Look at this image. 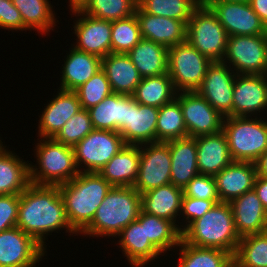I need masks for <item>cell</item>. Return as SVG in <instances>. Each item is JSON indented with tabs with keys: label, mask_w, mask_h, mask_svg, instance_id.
I'll list each match as a JSON object with an SVG mask.
<instances>
[{
	"label": "cell",
	"mask_w": 267,
	"mask_h": 267,
	"mask_svg": "<svg viewBox=\"0 0 267 267\" xmlns=\"http://www.w3.org/2000/svg\"><path fill=\"white\" fill-rule=\"evenodd\" d=\"M16 227L32 236L46 250L47 237L53 232L64 230L68 235L70 233V237L79 236L69 224L58 185L30 183L19 195Z\"/></svg>",
	"instance_id": "cell-1"
},
{
	"label": "cell",
	"mask_w": 267,
	"mask_h": 267,
	"mask_svg": "<svg viewBox=\"0 0 267 267\" xmlns=\"http://www.w3.org/2000/svg\"><path fill=\"white\" fill-rule=\"evenodd\" d=\"M58 186L69 224L78 235L92 222L112 188L97 172H79L71 181Z\"/></svg>",
	"instance_id": "cell-2"
},
{
	"label": "cell",
	"mask_w": 267,
	"mask_h": 267,
	"mask_svg": "<svg viewBox=\"0 0 267 267\" xmlns=\"http://www.w3.org/2000/svg\"><path fill=\"white\" fill-rule=\"evenodd\" d=\"M141 211V194L133 187L112 186L97 208L92 222L79 234L84 237H116L137 220Z\"/></svg>",
	"instance_id": "cell-3"
},
{
	"label": "cell",
	"mask_w": 267,
	"mask_h": 267,
	"mask_svg": "<svg viewBox=\"0 0 267 267\" xmlns=\"http://www.w3.org/2000/svg\"><path fill=\"white\" fill-rule=\"evenodd\" d=\"M182 241L196 247L221 249L233 256L240 237L235 229L230 204L215 203L182 231Z\"/></svg>",
	"instance_id": "cell-4"
},
{
	"label": "cell",
	"mask_w": 267,
	"mask_h": 267,
	"mask_svg": "<svg viewBox=\"0 0 267 267\" xmlns=\"http://www.w3.org/2000/svg\"><path fill=\"white\" fill-rule=\"evenodd\" d=\"M35 142L33 151L36 164L29 161L30 183L60 185L79 174L73 147L57 142L54 138H37Z\"/></svg>",
	"instance_id": "cell-5"
},
{
	"label": "cell",
	"mask_w": 267,
	"mask_h": 267,
	"mask_svg": "<svg viewBox=\"0 0 267 267\" xmlns=\"http://www.w3.org/2000/svg\"><path fill=\"white\" fill-rule=\"evenodd\" d=\"M267 117H234L223 120L222 131L234 161L255 162L267 151Z\"/></svg>",
	"instance_id": "cell-6"
},
{
	"label": "cell",
	"mask_w": 267,
	"mask_h": 267,
	"mask_svg": "<svg viewBox=\"0 0 267 267\" xmlns=\"http://www.w3.org/2000/svg\"><path fill=\"white\" fill-rule=\"evenodd\" d=\"M227 37L226 30L215 13L201 2L187 23L186 41L212 62H222Z\"/></svg>",
	"instance_id": "cell-7"
},
{
	"label": "cell",
	"mask_w": 267,
	"mask_h": 267,
	"mask_svg": "<svg viewBox=\"0 0 267 267\" xmlns=\"http://www.w3.org/2000/svg\"><path fill=\"white\" fill-rule=\"evenodd\" d=\"M211 64L187 41L168 48V74L177 92L196 91Z\"/></svg>",
	"instance_id": "cell-8"
},
{
	"label": "cell",
	"mask_w": 267,
	"mask_h": 267,
	"mask_svg": "<svg viewBox=\"0 0 267 267\" xmlns=\"http://www.w3.org/2000/svg\"><path fill=\"white\" fill-rule=\"evenodd\" d=\"M222 62L236 74L267 75V34L228 36Z\"/></svg>",
	"instance_id": "cell-9"
},
{
	"label": "cell",
	"mask_w": 267,
	"mask_h": 267,
	"mask_svg": "<svg viewBox=\"0 0 267 267\" xmlns=\"http://www.w3.org/2000/svg\"><path fill=\"white\" fill-rule=\"evenodd\" d=\"M125 145L117 131L92 130L73 147L78 171L99 173Z\"/></svg>",
	"instance_id": "cell-10"
},
{
	"label": "cell",
	"mask_w": 267,
	"mask_h": 267,
	"mask_svg": "<svg viewBox=\"0 0 267 267\" xmlns=\"http://www.w3.org/2000/svg\"><path fill=\"white\" fill-rule=\"evenodd\" d=\"M171 183V156L168 142L140 145L137 180L133 188L140 194Z\"/></svg>",
	"instance_id": "cell-11"
},
{
	"label": "cell",
	"mask_w": 267,
	"mask_h": 267,
	"mask_svg": "<svg viewBox=\"0 0 267 267\" xmlns=\"http://www.w3.org/2000/svg\"><path fill=\"white\" fill-rule=\"evenodd\" d=\"M47 250L18 227L0 232V267H36Z\"/></svg>",
	"instance_id": "cell-12"
},
{
	"label": "cell",
	"mask_w": 267,
	"mask_h": 267,
	"mask_svg": "<svg viewBox=\"0 0 267 267\" xmlns=\"http://www.w3.org/2000/svg\"><path fill=\"white\" fill-rule=\"evenodd\" d=\"M189 137L217 134L222 131L224 117L196 91L177 92Z\"/></svg>",
	"instance_id": "cell-13"
},
{
	"label": "cell",
	"mask_w": 267,
	"mask_h": 267,
	"mask_svg": "<svg viewBox=\"0 0 267 267\" xmlns=\"http://www.w3.org/2000/svg\"><path fill=\"white\" fill-rule=\"evenodd\" d=\"M69 13H71V18L76 17L72 25L74 29H71V31L74 30L76 42L71 46L100 58L111 53V21L89 16L80 9Z\"/></svg>",
	"instance_id": "cell-14"
},
{
	"label": "cell",
	"mask_w": 267,
	"mask_h": 267,
	"mask_svg": "<svg viewBox=\"0 0 267 267\" xmlns=\"http://www.w3.org/2000/svg\"><path fill=\"white\" fill-rule=\"evenodd\" d=\"M215 13L228 36L267 34V27L249 2L201 1Z\"/></svg>",
	"instance_id": "cell-15"
},
{
	"label": "cell",
	"mask_w": 267,
	"mask_h": 267,
	"mask_svg": "<svg viewBox=\"0 0 267 267\" xmlns=\"http://www.w3.org/2000/svg\"><path fill=\"white\" fill-rule=\"evenodd\" d=\"M236 73L223 62H212L196 92L223 117L232 116Z\"/></svg>",
	"instance_id": "cell-16"
},
{
	"label": "cell",
	"mask_w": 267,
	"mask_h": 267,
	"mask_svg": "<svg viewBox=\"0 0 267 267\" xmlns=\"http://www.w3.org/2000/svg\"><path fill=\"white\" fill-rule=\"evenodd\" d=\"M232 98V116L267 117V75L237 74Z\"/></svg>",
	"instance_id": "cell-17"
},
{
	"label": "cell",
	"mask_w": 267,
	"mask_h": 267,
	"mask_svg": "<svg viewBox=\"0 0 267 267\" xmlns=\"http://www.w3.org/2000/svg\"><path fill=\"white\" fill-rule=\"evenodd\" d=\"M115 238H119L117 243L122 254L126 257L131 267H144L149 262L156 261L162 255L146 238L145 232V212H139L137 220L127 225ZM156 259V260H155Z\"/></svg>",
	"instance_id": "cell-18"
},
{
	"label": "cell",
	"mask_w": 267,
	"mask_h": 267,
	"mask_svg": "<svg viewBox=\"0 0 267 267\" xmlns=\"http://www.w3.org/2000/svg\"><path fill=\"white\" fill-rule=\"evenodd\" d=\"M158 107L139 104L127 95L126 125L118 132L126 145H143L156 142Z\"/></svg>",
	"instance_id": "cell-19"
},
{
	"label": "cell",
	"mask_w": 267,
	"mask_h": 267,
	"mask_svg": "<svg viewBox=\"0 0 267 267\" xmlns=\"http://www.w3.org/2000/svg\"><path fill=\"white\" fill-rule=\"evenodd\" d=\"M51 99L49 103H44L46 106L39 116L38 138H54L66 122L82 109L75 91L58 88Z\"/></svg>",
	"instance_id": "cell-20"
},
{
	"label": "cell",
	"mask_w": 267,
	"mask_h": 267,
	"mask_svg": "<svg viewBox=\"0 0 267 267\" xmlns=\"http://www.w3.org/2000/svg\"><path fill=\"white\" fill-rule=\"evenodd\" d=\"M229 204L240 239L267 231V211L254 189L233 199Z\"/></svg>",
	"instance_id": "cell-21"
},
{
	"label": "cell",
	"mask_w": 267,
	"mask_h": 267,
	"mask_svg": "<svg viewBox=\"0 0 267 267\" xmlns=\"http://www.w3.org/2000/svg\"><path fill=\"white\" fill-rule=\"evenodd\" d=\"M142 39L154 41L167 48L186 42L187 24L169 17L150 15L138 5L135 10Z\"/></svg>",
	"instance_id": "cell-22"
},
{
	"label": "cell",
	"mask_w": 267,
	"mask_h": 267,
	"mask_svg": "<svg viewBox=\"0 0 267 267\" xmlns=\"http://www.w3.org/2000/svg\"><path fill=\"white\" fill-rule=\"evenodd\" d=\"M256 176L257 171L254 162H231L221 172L213 176L220 202L229 203L252 190Z\"/></svg>",
	"instance_id": "cell-23"
},
{
	"label": "cell",
	"mask_w": 267,
	"mask_h": 267,
	"mask_svg": "<svg viewBox=\"0 0 267 267\" xmlns=\"http://www.w3.org/2000/svg\"><path fill=\"white\" fill-rule=\"evenodd\" d=\"M199 174L214 176L233 162L223 131L195 137Z\"/></svg>",
	"instance_id": "cell-24"
},
{
	"label": "cell",
	"mask_w": 267,
	"mask_h": 267,
	"mask_svg": "<svg viewBox=\"0 0 267 267\" xmlns=\"http://www.w3.org/2000/svg\"><path fill=\"white\" fill-rule=\"evenodd\" d=\"M66 53L60 71L59 89L75 91L102 68V58L75 49L71 46Z\"/></svg>",
	"instance_id": "cell-25"
},
{
	"label": "cell",
	"mask_w": 267,
	"mask_h": 267,
	"mask_svg": "<svg viewBox=\"0 0 267 267\" xmlns=\"http://www.w3.org/2000/svg\"><path fill=\"white\" fill-rule=\"evenodd\" d=\"M183 189L169 183L141 194V210L170 220L179 227ZM178 223V224H177Z\"/></svg>",
	"instance_id": "cell-26"
},
{
	"label": "cell",
	"mask_w": 267,
	"mask_h": 267,
	"mask_svg": "<svg viewBox=\"0 0 267 267\" xmlns=\"http://www.w3.org/2000/svg\"><path fill=\"white\" fill-rule=\"evenodd\" d=\"M171 156V184L184 187L199 174L195 137L168 141Z\"/></svg>",
	"instance_id": "cell-27"
},
{
	"label": "cell",
	"mask_w": 267,
	"mask_h": 267,
	"mask_svg": "<svg viewBox=\"0 0 267 267\" xmlns=\"http://www.w3.org/2000/svg\"><path fill=\"white\" fill-rule=\"evenodd\" d=\"M140 146L125 145L99 172L112 186L133 187L138 176Z\"/></svg>",
	"instance_id": "cell-28"
},
{
	"label": "cell",
	"mask_w": 267,
	"mask_h": 267,
	"mask_svg": "<svg viewBox=\"0 0 267 267\" xmlns=\"http://www.w3.org/2000/svg\"><path fill=\"white\" fill-rule=\"evenodd\" d=\"M6 147L0 144V195H20L30 184L29 161Z\"/></svg>",
	"instance_id": "cell-29"
},
{
	"label": "cell",
	"mask_w": 267,
	"mask_h": 267,
	"mask_svg": "<svg viewBox=\"0 0 267 267\" xmlns=\"http://www.w3.org/2000/svg\"><path fill=\"white\" fill-rule=\"evenodd\" d=\"M108 78L112 92L132 95L140 83V76L127 53H109L102 58L101 68Z\"/></svg>",
	"instance_id": "cell-30"
},
{
	"label": "cell",
	"mask_w": 267,
	"mask_h": 267,
	"mask_svg": "<svg viewBox=\"0 0 267 267\" xmlns=\"http://www.w3.org/2000/svg\"><path fill=\"white\" fill-rule=\"evenodd\" d=\"M127 54L142 78L168 73V48L164 45L141 39Z\"/></svg>",
	"instance_id": "cell-31"
},
{
	"label": "cell",
	"mask_w": 267,
	"mask_h": 267,
	"mask_svg": "<svg viewBox=\"0 0 267 267\" xmlns=\"http://www.w3.org/2000/svg\"><path fill=\"white\" fill-rule=\"evenodd\" d=\"M87 111L93 129L119 132L126 125L127 95L112 92Z\"/></svg>",
	"instance_id": "cell-32"
},
{
	"label": "cell",
	"mask_w": 267,
	"mask_h": 267,
	"mask_svg": "<svg viewBox=\"0 0 267 267\" xmlns=\"http://www.w3.org/2000/svg\"><path fill=\"white\" fill-rule=\"evenodd\" d=\"M13 5L19 10L24 23V31H37L39 34H50L56 28L57 16L49 0H12ZM56 17V18H55ZM57 20V21H56Z\"/></svg>",
	"instance_id": "cell-33"
},
{
	"label": "cell",
	"mask_w": 267,
	"mask_h": 267,
	"mask_svg": "<svg viewBox=\"0 0 267 267\" xmlns=\"http://www.w3.org/2000/svg\"><path fill=\"white\" fill-rule=\"evenodd\" d=\"M176 95L177 91L168 73L142 78L132 94L139 104L158 108L174 100Z\"/></svg>",
	"instance_id": "cell-34"
},
{
	"label": "cell",
	"mask_w": 267,
	"mask_h": 267,
	"mask_svg": "<svg viewBox=\"0 0 267 267\" xmlns=\"http://www.w3.org/2000/svg\"><path fill=\"white\" fill-rule=\"evenodd\" d=\"M177 267H233V256L221 249L196 247L182 241Z\"/></svg>",
	"instance_id": "cell-35"
},
{
	"label": "cell",
	"mask_w": 267,
	"mask_h": 267,
	"mask_svg": "<svg viewBox=\"0 0 267 267\" xmlns=\"http://www.w3.org/2000/svg\"><path fill=\"white\" fill-rule=\"evenodd\" d=\"M146 238L164 256L166 252L178 247L182 232L172 221L145 213Z\"/></svg>",
	"instance_id": "cell-36"
},
{
	"label": "cell",
	"mask_w": 267,
	"mask_h": 267,
	"mask_svg": "<svg viewBox=\"0 0 267 267\" xmlns=\"http://www.w3.org/2000/svg\"><path fill=\"white\" fill-rule=\"evenodd\" d=\"M188 137L179 101L175 98L159 108L156 142H168Z\"/></svg>",
	"instance_id": "cell-37"
},
{
	"label": "cell",
	"mask_w": 267,
	"mask_h": 267,
	"mask_svg": "<svg viewBox=\"0 0 267 267\" xmlns=\"http://www.w3.org/2000/svg\"><path fill=\"white\" fill-rule=\"evenodd\" d=\"M233 267H267V231L240 239Z\"/></svg>",
	"instance_id": "cell-38"
},
{
	"label": "cell",
	"mask_w": 267,
	"mask_h": 267,
	"mask_svg": "<svg viewBox=\"0 0 267 267\" xmlns=\"http://www.w3.org/2000/svg\"><path fill=\"white\" fill-rule=\"evenodd\" d=\"M201 0H137V5L150 15L173 18L188 23Z\"/></svg>",
	"instance_id": "cell-39"
},
{
	"label": "cell",
	"mask_w": 267,
	"mask_h": 267,
	"mask_svg": "<svg viewBox=\"0 0 267 267\" xmlns=\"http://www.w3.org/2000/svg\"><path fill=\"white\" fill-rule=\"evenodd\" d=\"M137 0H88L83 13L107 21L124 19L135 14Z\"/></svg>",
	"instance_id": "cell-40"
},
{
	"label": "cell",
	"mask_w": 267,
	"mask_h": 267,
	"mask_svg": "<svg viewBox=\"0 0 267 267\" xmlns=\"http://www.w3.org/2000/svg\"><path fill=\"white\" fill-rule=\"evenodd\" d=\"M141 39L136 14L111 22V53H128Z\"/></svg>",
	"instance_id": "cell-41"
},
{
	"label": "cell",
	"mask_w": 267,
	"mask_h": 267,
	"mask_svg": "<svg viewBox=\"0 0 267 267\" xmlns=\"http://www.w3.org/2000/svg\"><path fill=\"white\" fill-rule=\"evenodd\" d=\"M82 109H90L112 93L105 72L101 69L75 90Z\"/></svg>",
	"instance_id": "cell-42"
},
{
	"label": "cell",
	"mask_w": 267,
	"mask_h": 267,
	"mask_svg": "<svg viewBox=\"0 0 267 267\" xmlns=\"http://www.w3.org/2000/svg\"><path fill=\"white\" fill-rule=\"evenodd\" d=\"M92 130L94 129L88 111L81 109L66 122L54 139L64 145L74 147Z\"/></svg>",
	"instance_id": "cell-43"
},
{
	"label": "cell",
	"mask_w": 267,
	"mask_h": 267,
	"mask_svg": "<svg viewBox=\"0 0 267 267\" xmlns=\"http://www.w3.org/2000/svg\"><path fill=\"white\" fill-rule=\"evenodd\" d=\"M183 196L213 200L219 203L217 187L213 176L198 174L183 189Z\"/></svg>",
	"instance_id": "cell-44"
},
{
	"label": "cell",
	"mask_w": 267,
	"mask_h": 267,
	"mask_svg": "<svg viewBox=\"0 0 267 267\" xmlns=\"http://www.w3.org/2000/svg\"><path fill=\"white\" fill-rule=\"evenodd\" d=\"M215 204L213 200L196 199L183 196L181 213L179 218V229L181 232L194 220L202 217ZM182 221V222H181Z\"/></svg>",
	"instance_id": "cell-45"
},
{
	"label": "cell",
	"mask_w": 267,
	"mask_h": 267,
	"mask_svg": "<svg viewBox=\"0 0 267 267\" xmlns=\"http://www.w3.org/2000/svg\"><path fill=\"white\" fill-rule=\"evenodd\" d=\"M19 195H0V232L16 227Z\"/></svg>",
	"instance_id": "cell-46"
},
{
	"label": "cell",
	"mask_w": 267,
	"mask_h": 267,
	"mask_svg": "<svg viewBox=\"0 0 267 267\" xmlns=\"http://www.w3.org/2000/svg\"><path fill=\"white\" fill-rule=\"evenodd\" d=\"M0 29L12 32L24 31L23 19L12 0H0Z\"/></svg>",
	"instance_id": "cell-47"
},
{
	"label": "cell",
	"mask_w": 267,
	"mask_h": 267,
	"mask_svg": "<svg viewBox=\"0 0 267 267\" xmlns=\"http://www.w3.org/2000/svg\"><path fill=\"white\" fill-rule=\"evenodd\" d=\"M253 189L267 211V178L257 175Z\"/></svg>",
	"instance_id": "cell-48"
},
{
	"label": "cell",
	"mask_w": 267,
	"mask_h": 267,
	"mask_svg": "<svg viewBox=\"0 0 267 267\" xmlns=\"http://www.w3.org/2000/svg\"><path fill=\"white\" fill-rule=\"evenodd\" d=\"M249 4L267 27V0H250Z\"/></svg>",
	"instance_id": "cell-49"
},
{
	"label": "cell",
	"mask_w": 267,
	"mask_h": 267,
	"mask_svg": "<svg viewBox=\"0 0 267 267\" xmlns=\"http://www.w3.org/2000/svg\"><path fill=\"white\" fill-rule=\"evenodd\" d=\"M258 176L267 178V151L263 153L255 162Z\"/></svg>",
	"instance_id": "cell-50"
},
{
	"label": "cell",
	"mask_w": 267,
	"mask_h": 267,
	"mask_svg": "<svg viewBox=\"0 0 267 267\" xmlns=\"http://www.w3.org/2000/svg\"><path fill=\"white\" fill-rule=\"evenodd\" d=\"M88 0H68L69 3V10H76V9H81L87 2Z\"/></svg>",
	"instance_id": "cell-51"
},
{
	"label": "cell",
	"mask_w": 267,
	"mask_h": 267,
	"mask_svg": "<svg viewBox=\"0 0 267 267\" xmlns=\"http://www.w3.org/2000/svg\"><path fill=\"white\" fill-rule=\"evenodd\" d=\"M201 1L249 2L250 0H201Z\"/></svg>",
	"instance_id": "cell-52"
}]
</instances>
